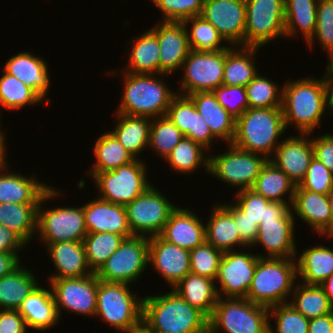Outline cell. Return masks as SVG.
<instances>
[{"label": "cell", "mask_w": 333, "mask_h": 333, "mask_svg": "<svg viewBox=\"0 0 333 333\" xmlns=\"http://www.w3.org/2000/svg\"><path fill=\"white\" fill-rule=\"evenodd\" d=\"M83 212L87 233L109 232L126 238L133 236L124 205L99 197L83 205Z\"/></svg>", "instance_id": "23"}, {"label": "cell", "mask_w": 333, "mask_h": 333, "mask_svg": "<svg viewBox=\"0 0 333 333\" xmlns=\"http://www.w3.org/2000/svg\"><path fill=\"white\" fill-rule=\"evenodd\" d=\"M163 13L162 22H183L200 15L205 0H152Z\"/></svg>", "instance_id": "51"}, {"label": "cell", "mask_w": 333, "mask_h": 333, "mask_svg": "<svg viewBox=\"0 0 333 333\" xmlns=\"http://www.w3.org/2000/svg\"><path fill=\"white\" fill-rule=\"evenodd\" d=\"M188 96L206 121L212 135L217 140L232 144L236 132V118L219 104L215 94L212 91H205Z\"/></svg>", "instance_id": "29"}, {"label": "cell", "mask_w": 333, "mask_h": 333, "mask_svg": "<svg viewBox=\"0 0 333 333\" xmlns=\"http://www.w3.org/2000/svg\"><path fill=\"white\" fill-rule=\"evenodd\" d=\"M123 94L116 113L157 118L166 116L172 98L177 94L154 74L123 71ZM172 90V91H171Z\"/></svg>", "instance_id": "4"}, {"label": "cell", "mask_w": 333, "mask_h": 333, "mask_svg": "<svg viewBox=\"0 0 333 333\" xmlns=\"http://www.w3.org/2000/svg\"><path fill=\"white\" fill-rule=\"evenodd\" d=\"M27 243L14 231L0 225V252L19 254Z\"/></svg>", "instance_id": "59"}, {"label": "cell", "mask_w": 333, "mask_h": 333, "mask_svg": "<svg viewBox=\"0 0 333 333\" xmlns=\"http://www.w3.org/2000/svg\"><path fill=\"white\" fill-rule=\"evenodd\" d=\"M296 184L269 159L263 165L256 178L252 190L271 202L287 203L284 195H288L289 203L293 202Z\"/></svg>", "instance_id": "37"}, {"label": "cell", "mask_w": 333, "mask_h": 333, "mask_svg": "<svg viewBox=\"0 0 333 333\" xmlns=\"http://www.w3.org/2000/svg\"><path fill=\"white\" fill-rule=\"evenodd\" d=\"M31 270L20 265L0 278V310H18L24 299L38 286Z\"/></svg>", "instance_id": "38"}, {"label": "cell", "mask_w": 333, "mask_h": 333, "mask_svg": "<svg viewBox=\"0 0 333 333\" xmlns=\"http://www.w3.org/2000/svg\"><path fill=\"white\" fill-rule=\"evenodd\" d=\"M315 40L324 51L333 44V0H318L317 26L314 35L307 42L309 48Z\"/></svg>", "instance_id": "52"}, {"label": "cell", "mask_w": 333, "mask_h": 333, "mask_svg": "<svg viewBox=\"0 0 333 333\" xmlns=\"http://www.w3.org/2000/svg\"><path fill=\"white\" fill-rule=\"evenodd\" d=\"M229 204V205H228ZM224 203L222 206L233 216L241 240L249 247L254 243L259 225L246 217L235 204Z\"/></svg>", "instance_id": "56"}, {"label": "cell", "mask_w": 333, "mask_h": 333, "mask_svg": "<svg viewBox=\"0 0 333 333\" xmlns=\"http://www.w3.org/2000/svg\"><path fill=\"white\" fill-rule=\"evenodd\" d=\"M230 46H244L245 0H205L200 14Z\"/></svg>", "instance_id": "17"}, {"label": "cell", "mask_w": 333, "mask_h": 333, "mask_svg": "<svg viewBox=\"0 0 333 333\" xmlns=\"http://www.w3.org/2000/svg\"><path fill=\"white\" fill-rule=\"evenodd\" d=\"M25 319L18 310H0V333H26Z\"/></svg>", "instance_id": "58"}, {"label": "cell", "mask_w": 333, "mask_h": 333, "mask_svg": "<svg viewBox=\"0 0 333 333\" xmlns=\"http://www.w3.org/2000/svg\"><path fill=\"white\" fill-rule=\"evenodd\" d=\"M329 202H330V211H331V215H332V236H333V188L331 189V191L329 192V194L327 195Z\"/></svg>", "instance_id": "68"}, {"label": "cell", "mask_w": 333, "mask_h": 333, "mask_svg": "<svg viewBox=\"0 0 333 333\" xmlns=\"http://www.w3.org/2000/svg\"><path fill=\"white\" fill-rule=\"evenodd\" d=\"M326 53H328L327 55L329 56L328 60V66L326 68V70H330L333 69V44L325 51Z\"/></svg>", "instance_id": "67"}, {"label": "cell", "mask_w": 333, "mask_h": 333, "mask_svg": "<svg viewBox=\"0 0 333 333\" xmlns=\"http://www.w3.org/2000/svg\"><path fill=\"white\" fill-rule=\"evenodd\" d=\"M309 136L310 133H301L299 136L285 138L277 146L273 157L269 159L296 185L305 178L314 158V149Z\"/></svg>", "instance_id": "21"}, {"label": "cell", "mask_w": 333, "mask_h": 333, "mask_svg": "<svg viewBox=\"0 0 333 333\" xmlns=\"http://www.w3.org/2000/svg\"><path fill=\"white\" fill-rule=\"evenodd\" d=\"M259 258L265 255L235 250L224 252L219 265L216 285L218 297L246 298Z\"/></svg>", "instance_id": "16"}, {"label": "cell", "mask_w": 333, "mask_h": 333, "mask_svg": "<svg viewBox=\"0 0 333 333\" xmlns=\"http://www.w3.org/2000/svg\"><path fill=\"white\" fill-rule=\"evenodd\" d=\"M8 165L6 163L0 166V204L7 202L39 204L42 196L51 185L49 186L37 180L35 175H32L33 177H26L22 173L8 172ZM5 170L6 173H4Z\"/></svg>", "instance_id": "26"}, {"label": "cell", "mask_w": 333, "mask_h": 333, "mask_svg": "<svg viewBox=\"0 0 333 333\" xmlns=\"http://www.w3.org/2000/svg\"><path fill=\"white\" fill-rule=\"evenodd\" d=\"M293 259L259 258L246 299L268 308L288 303L297 280V262Z\"/></svg>", "instance_id": "5"}, {"label": "cell", "mask_w": 333, "mask_h": 333, "mask_svg": "<svg viewBox=\"0 0 333 333\" xmlns=\"http://www.w3.org/2000/svg\"><path fill=\"white\" fill-rule=\"evenodd\" d=\"M206 150L200 144L184 137L167 156L166 162L176 173L190 174L200 167L205 168L207 173L209 172V156L205 153Z\"/></svg>", "instance_id": "43"}, {"label": "cell", "mask_w": 333, "mask_h": 333, "mask_svg": "<svg viewBox=\"0 0 333 333\" xmlns=\"http://www.w3.org/2000/svg\"><path fill=\"white\" fill-rule=\"evenodd\" d=\"M95 142L93 149L96 163L88 172L114 170L136 159L111 131L100 135Z\"/></svg>", "instance_id": "41"}, {"label": "cell", "mask_w": 333, "mask_h": 333, "mask_svg": "<svg viewBox=\"0 0 333 333\" xmlns=\"http://www.w3.org/2000/svg\"><path fill=\"white\" fill-rule=\"evenodd\" d=\"M292 212L309 225L317 234L332 236V215L327 195L301 189L296 185Z\"/></svg>", "instance_id": "24"}, {"label": "cell", "mask_w": 333, "mask_h": 333, "mask_svg": "<svg viewBox=\"0 0 333 333\" xmlns=\"http://www.w3.org/2000/svg\"><path fill=\"white\" fill-rule=\"evenodd\" d=\"M258 49L250 46L227 48L222 85L245 87L258 74L254 59Z\"/></svg>", "instance_id": "33"}, {"label": "cell", "mask_w": 333, "mask_h": 333, "mask_svg": "<svg viewBox=\"0 0 333 333\" xmlns=\"http://www.w3.org/2000/svg\"><path fill=\"white\" fill-rule=\"evenodd\" d=\"M150 333H162V332H159L157 330H150Z\"/></svg>", "instance_id": "69"}, {"label": "cell", "mask_w": 333, "mask_h": 333, "mask_svg": "<svg viewBox=\"0 0 333 333\" xmlns=\"http://www.w3.org/2000/svg\"><path fill=\"white\" fill-rule=\"evenodd\" d=\"M183 25L186 27L188 42L191 50L195 51H219L229 48L227 46H222L221 43L226 41L219 34L217 29L204 19L201 15L193 16L192 18L186 19L183 22ZM191 30L189 33L188 25Z\"/></svg>", "instance_id": "46"}, {"label": "cell", "mask_w": 333, "mask_h": 333, "mask_svg": "<svg viewBox=\"0 0 333 333\" xmlns=\"http://www.w3.org/2000/svg\"><path fill=\"white\" fill-rule=\"evenodd\" d=\"M282 113L285 128L296 124L298 132L312 134L324 117L326 90L323 77L288 81L282 87Z\"/></svg>", "instance_id": "2"}, {"label": "cell", "mask_w": 333, "mask_h": 333, "mask_svg": "<svg viewBox=\"0 0 333 333\" xmlns=\"http://www.w3.org/2000/svg\"><path fill=\"white\" fill-rule=\"evenodd\" d=\"M147 166L141 159L105 172H88L100 198L126 206L144 193L151 185L147 179Z\"/></svg>", "instance_id": "9"}, {"label": "cell", "mask_w": 333, "mask_h": 333, "mask_svg": "<svg viewBox=\"0 0 333 333\" xmlns=\"http://www.w3.org/2000/svg\"><path fill=\"white\" fill-rule=\"evenodd\" d=\"M19 254L0 252V278L12 273L20 266Z\"/></svg>", "instance_id": "61"}, {"label": "cell", "mask_w": 333, "mask_h": 333, "mask_svg": "<svg viewBox=\"0 0 333 333\" xmlns=\"http://www.w3.org/2000/svg\"><path fill=\"white\" fill-rule=\"evenodd\" d=\"M296 262L297 278L303 280L301 283L320 285L333 273V249L324 245L306 248Z\"/></svg>", "instance_id": "34"}, {"label": "cell", "mask_w": 333, "mask_h": 333, "mask_svg": "<svg viewBox=\"0 0 333 333\" xmlns=\"http://www.w3.org/2000/svg\"><path fill=\"white\" fill-rule=\"evenodd\" d=\"M160 23V24H159ZM150 28L158 39L160 48L159 75H170L182 68L191 51L187 30L182 22L160 21Z\"/></svg>", "instance_id": "19"}, {"label": "cell", "mask_w": 333, "mask_h": 333, "mask_svg": "<svg viewBox=\"0 0 333 333\" xmlns=\"http://www.w3.org/2000/svg\"><path fill=\"white\" fill-rule=\"evenodd\" d=\"M318 0H284L285 36L294 37L297 32L308 42L317 26Z\"/></svg>", "instance_id": "39"}, {"label": "cell", "mask_w": 333, "mask_h": 333, "mask_svg": "<svg viewBox=\"0 0 333 333\" xmlns=\"http://www.w3.org/2000/svg\"><path fill=\"white\" fill-rule=\"evenodd\" d=\"M245 3L244 46L261 48L286 37L284 0H245Z\"/></svg>", "instance_id": "11"}, {"label": "cell", "mask_w": 333, "mask_h": 333, "mask_svg": "<svg viewBox=\"0 0 333 333\" xmlns=\"http://www.w3.org/2000/svg\"><path fill=\"white\" fill-rule=\"evenodd\" d=\"M2 71L3 74L0 76V107L6 110H19L27 105L36 106L40 102L43 103L44 100L33 89L15 76Z\"/></svg>", "instance_id": "44"}, {"label": "cell", "mask_w": 333, "mask_h": 333, "mask_svg": "<svg viewBox=\"0 0 333 333\" xmlns=\"http://www.w3.org/2000/svg\"><path fill=\"white\" fill-rule=\"evenodd\" d=\"M223 252L204 242L190 250V273L216 281Z\"/></svg>", "instance_id": "50"}, {"label": "cell", "mask_w": 333, "mask_h": 333, "mask_svg": "<svg viewBox=\"0 0 333 333\" xmlns=\"http://www.w3.org/2000/svg\"><path fill=\"white\" fill-rule=\"evenodd\" d=\"M324 85L326 90V109L333 116V69L326 70L324 75Z\"/></svg>", "instance_id": "63"}, {"label": "cell", "mask_w": 333, "mask_h": 333, "mask_svg": "<svg viewBox=\"0 0 333 333\" xmlns=\"http://www.w3.org/2000/svg\"><path fill=\"white\" fill-rule=\"evenodd\" d=\"M275 83L258 73L245 86L248 108H281L283 88Z\"/></svg>", "instance_id": "47"}, {"label": "cell", "mask_w": 333, "mask_h": 333, "mask_svg": "<svg viewBox=\"0 0 333 333\" xmlns=\"http://www.w3.org/2000/svg\"><path fill=\"white\" fill-rule=\"evenodd\" d=\"M213 93L219 104L236 119L248 109L245 87L221 85Z\"/></svg>", "instance_id": "54"}, {"label": "cell", "mask_w": 333, "mask_h": 333, "mask_svg": "<svg viewBox=\"0 0 333 333\" xmlns=\"http://www.w3.org/2000/svg\"><path fill=\"white\" fill-rule=\"evenodd\" d=\"M286 131L281 108H248L236 119L234 146L270 159Z\"/></svg>", "instance_id": "3"}, {"label": "cell", "mask_w": 333, "mask_h": 333, "mask_svg": "<svg viewBox=\"0 0 333 333\" xmlns=\"http://www.w3.org/2000/svg\"><path fill=\"white\" fill-rule=\"evenodd\" d=\"M228 147L225 153L209 156L208 174L235 188L239 187V190L251 189L268 159L259 153L239 149L233 144Z\"/></svg>", "instance_id": "12"}, {"label": "cell", "mask_w": 333, "mask_h": 333, "mask_svg": "<svg viewBox=\"0 0 333 333\" xmlns=\"http://www.w3.org/2000/svg\"><path fill=\"white\" fill-rule=\"evenodd\" d=\"M149 264L172 288L190 273V251L164 240L149 237Z\"/></svg>", "instance_id": "20"}, {"label": "cell", "mask_w": 333, "mask_h": 333, "mask_svg": "<svg viewBox=\"0 0 333 333\" xmlns=\"http://www.w3.org/2000/svg\"><path fill=\"white\" fill-rule=\"evenodd\" d=\"M122 333H150L149 326L141 320L138 324L121 331Z\"/></svg>", "instance_id": "65"}, {"label": "cell", "mask_w": 333, "mask_h": 333, "mask_svg": "<svg viewBox=\"0 0 333 333\" xmlns=\"http://www.w3.org/2000/svg\"><path fill=\"white\" fill-rule=\"evenodd\" d=\"M271 317L276 319L274 329L270 323ZM308 328L309 319L289 303L269 307V333H308Z\"/></svg>", "instance_id": "49"}, {"label": "cell", "mask_w": 333, "mask_h": 333, "mask_svg": "<svg viewBox=\"0 0 333 333\" xmlns=\"http://www.w3.org/2000/svg\"><path fill=\"white\" fill-rule=\"evenodd\" d=\"M156 188L152 184L125 206L132 235L145 237L160 235L171 212L177 207Z\"/></svg>", "instance_id": "13"}, {"label": "cell", "mask_w": 333, "mask_h": 333, "mask_svg": "<svg viewBox=\"0 0 333 333\" xmlns=\"http://www.w3.org/2000/svg\"><path fill=\"white\" fill-rule=\"evenodd\" d=\"M142 320L150 330L162 333H208V317L189 305L174 290L143 296Z\"/></svg>", "instance_id": "1"}, {"label": "cell", "mask_w": 333, "mask_h": 333, "mask_svg": "<svg viewBox=\"0 0 333 333\" xmlns=\"http://www.w3.org/2000/svg\"><path fill=\"white\" fill-rule=\"evenodd\" d=\"M234 196L237 200L234 203L246 217L260 225L265 220L266 206L271 202L252 189L238 190Z\"/></svg>", "instance_id": "55"}, {"label": "cell", "mask_w": 333, "mask_h": 333, "mask_svg": "<svg viewBox=\"0 0 333 333\" xmlns=\"http://www.w3.org/2000/svg\"><path fill=\"white\" fill-rule=\"evenodd\" d=\"M226 49L219 51L191 50L184 60V76L178 94L190 95L195 92L214 91L223 83Z\"/></svg>", "instance_id": "14"}, {"label": "cell", "mask_w": 333, "mask_h": 333, "mask_svg": "<svg viewBox=\"0 0 333 333\" xmlns=\"http://www.w3.org/2000/svg\"><path fill=\"white\" fill-rule=\"evenodd\" d=\"M134 39L128 52V66L123 70L134 74L159 75L160 48L157 35L149 29Z\"/></svg>", "instance_id": "36"}, {"label": "cell", "mask_w": 333, "mask_h": 333, "mask_svg": "<svg viewBox=\"0 0 333 333\" xmlns=\"http://www.w3.org/2000/svg\"><path fill=\"white\" fill-rule=\"evenodd\" d=\"M295 215L290 209L281 219L261 221L254 243L265 250L266 258H295L297 247L295 243Z\"/></svg>", "instance_id": "18"}, {"label": "cell", "mask_w": 333, "mask_h": 333, "mask_svg": "<svg viewBox=\"0 0 333 333\" xmlns=\"http://www.w3.org/2000/svg\"><path fill=\"white\" fill-rule=\"evenodd\" d=\"M314 157L323 163L333 174V134H324L311 139Z\"/></svg>", "instance_id": "57"}, {"label": "cell", "mask_w": 333, "mask_h": 333, "mask_svg": "<svg viewBox=\"0 0 333 333\" xmlns=\"http://www.w3.org/2000/svg\"><path fill=\"white\" fill-rule=\"evenodd\" d=\"M298 186L304 190L328 195L333 188V174L314 157L308 167L305 178Z\"/></svg>", "instance_id": "53"}, {"label": "cell", "mask_w": 333, "mask_h": 333, "mask_svg": "<svg viewBox=\"0 0 333 333\" xmlns=\"http://www.w3.org/2000/svg\"><path fill=\"white\" fill-rule=\"evenodd\" d=\"M18 311L25 319L26 326L31 329L50 330L59 322L51 287L45 289L38 285L24 299Z\"/></svg>", "instance_id": "30"}, {"label": "cell", "mask_w": 333, "mask_h": 333, "mask_svg": "<svg viewBox=\"0 0 333 333\" xmlns=\"http://www.w3.org/2000/svg\"><path fill=\"white\" fill-rule=\"evenodd\" d=\"M148 265L149 237L133 235L125 238L95 274L105 282L131 285L141 277Z\"/></svg>", "instance_id": "10"}, {"label": "cell", "mask_w": 333, "mask_h": 333, "mask_svg": "<svg viewBox=\"0 0 333 333\" xmlns=\"http://www.w3.org/2000/svg\"><path fill=\"white\" fill-rule=\"evenodd\" d=\"M116 126L111 131L136 159L149 144L152 118L116 113Z\"/></svg>", "instance_id": "35"}, {"label": "cell", "mask_w": 333, "mask_h": 333, "mask_svg": "<svg viewBox=\"0 0 333 333\" xmlns=\"http://www.w3.org/2000/svg\"><path fill=\"white\" fill-rule=\"evenodd\" d=\"M308 333H333V312L310 319Z\"/></svg>", "instance_id": "60"}, {"label": "cell", "mask_w": 333, "mask_h": 333, "mask_svg": "<svg viewBox=\"0 0 333 333\" xmlns=\"http://www.w3.org/2000/svg\"><path fill=\"white\" fill-rule=\"evenodd\" d=\"M185 136L167 116L152 118L148 146L164 160Z\"/></svg>", "instance_id": "48"}, {"label": "cell", "mask_w": 333, "mask_h": 333, "mask_svg": "<svg viewBox=\"0 0 333 333\" xmlns=\"http://www.w3.org/2000/svg\"><path fill=\"white\" fill-rule=\"evenodd\" d=\"M269 333V308L246 298L218 297L208 333Z\"/></svg>", "instance_id": "6"}, {"label": "cell", "mask_w": 333, "mask_h": 333, "mask_svg": "<svg viewBox=\"0 0 333 333\" xmlns=\"http://www.w3.org/2000/svg\"><path fill=\"white\" fill-rule=\"evenodd\" d=\"M215 283L210 278L188 273L172 290L209 318L218 300Z\"/></svg>", "instance_id": "32"}, {"label": "cell", "mask_w": 333, "mask_h": 333, "mask_svg": "<svg viewBox=\"0 0 333 333\" xmlns=\"http://www.w3.org/2000/svg\"><path fill=\"white\" fill-rule=\"evenodd\" d=\"M129 284L105 282L98 279L95 316L122 331L142 320L143 297L139 298Z\"/></svg>", "instance_id": "8"}, {"label": "cell", "mask_w": 333, "mask_h": 333, "mask_svg": "<svg viewBox=\"0 0 333 333\" xmlns=\"http://www.w3.org/2000/svg\"><path fill=\"white\" fill-rule=\"evenodd\" d=\"M48 64L39 55L30 52H20L11 56L3 70L15 76L21 82L33 89L42 99L48 95L50 76Z\"/></svg>", "instance_id": "27"}, {"label": "cell", "mask_w": 333, "mask_h": 333, "mask_svg": "<svg viewBox=\"0 0 333 333\" xmlns=\"http://www.w3.org/2000/svg\"><path fill=\"white\" fill-rule=\"evenodd\" d=\"M46 249L56 267L55 273L50 275L49 279L79 278L93 274L88 266L82 242L50 243Z\"/></svg>", "instance_id": "28"}, {"label": "cell", "mask_w": 333, "mask_h": 333, "mask_svg": "<svg viewBox=\"0 0 333 333\" xmlns=\"http://www.w3.org/2000/svg\"><path fill=\"white\" fill-rule=\"evenodd\" d=\"M125 236L115 233H88L82 241L89 268L96 273L119 248Z\"/></svg>", "instance_id": "45"}, {"label": "cell", "mask_w": 333, "mask_h": 333, "mask_svg": "<svg viewBox=\"0 0 333 333\" xmlns=\"http://www.w3.org/2000/svg\"><path fill=\"white\" fill-rule=\"evenodd\" d=\"M58 194L60 195V191H56V188L51 186L42 196L37 208L36 235L39 234L46 246L62 241L82 242L88 234L85 227L83 206H60L49 208V210L43 208L47 200L57 198Z\"/></svg>", "instance_id": "7"}, {"label": "cell", "mask_w": 333, "mask_h": 333, "mask_svg": "<svg viewBox=\"0 0 333 333\" xmlns=\"http://www.w3.org/2000/svg\"><path fill=\"white\" fill-rule=\"evenodd\" d=\"M5 133L0 129V166L5 165L6 163H8L7 159H6V148L5 147L7 144L5 143Z\"/></svg>", "instance_id": "66"}, {"label": "cell", "mask_w": 333, "mask_h": 333, "mask_svg": "<svg viewBox=\"0 0 333 333\" xmlns=\"http://www.w3.org/2000/svg\"><path fill=\"white\" fill-rule=\"evenodd\" d=\"M166 116L186 138L210 151L216 138L189 96L177 93L171 100Z\"/></svg>", "instance_id": "22"}, {"label": "cell", "mask_w": 333, "mask_h": 333, "mask_svg": "<svg viewBox=\"0 0 333 333\" xmlns=\"http://www.w3.org/2000/svg\"><path fill=\"white\" fill-rule=\"evenodd\" d=\"M289 304L310 319L333 312L329 299L320 285L295 284Z\"/></svg>", "instance_id": "42"}, {"label": "cell", "mask_w": 333, "mask_h": 333, "mask_svg": "<svg viewBox=\"0 0 333 333\" xmlns=\"http://www.w3.org/2000/svg\"><path fill=\"white\" fill-rule=\"evenodd\" d=\"M212 209L205 224L206 242L223 253L234 250L235 246L247 247L239 236L233 216L221 204Z\"/></svg>", "instance_id": "31"}, {"label": "cell", "mask_w": 333, "mask_h": 333, "mask_svg": "<svg viewBox=\"0 0 333 333\" xmlns=\"http://www.w3.org/2000/svg\"><path fill=\"white\" fill-rule=\"evenodd\" d=\"M320 286L324 289L326 296L329 299L330 305L333 308V273L326 278Z\"/></svg>", "instance_id": "64"}, {"label": "cell", "mask_w": 333, "mask_h": 333, "mask_svg": "<svg viewBox=\"0 0 333 333\" xmlns=\"http://www.w3.org/2000/svg\"><path fill=\"white\" fill-rule=\"evenodd\" d=\"M188 208L176 207L170 214L160 236L169 243L193 250L206 241L205 224Z\"/></svg>", "instance_id": "25"}, {"label": "cell", "mask_w": 333, "mask_h": 333, "mask_svg": "<svg viewBox=\"0 0 333 333\" xmlns=\"http://www.w3.org/2000/svg\"><path fill=\"white\" fill-rule=\"evenodd\" d=\"M38 204H0V225L18 234L27 244L36 236Z\"/></svg>", "instance_id": "40"}, {"label": "cell", "mask_w": 333, "mask_h": 333, "mask_svg": "<svg viewBox=\"0 0 333 333\" xmlns=\"http://www.w3.org/2000/svg\"><path fill=\"white\" fill-rule=\"evenodd\" d=\"M292 203L270 202L266 206L265 220L281 219L290 209Z\"/></svg>", "instance_id": "62"}, {"label": "cell", "mask_w": 333, "mask_h": 333, "mask_svg": "<svg viewBox=\"0 0 333 333\" xmlns=\"http://www.w3.org/2000/svg\"><path fill=\"white\" fill-rule=\"evenodd\" d=\"M48 281L59 318L63 309L78 315L95 316L98 286V277L95 273L79 278L48 279Z\"/></svg>", "instance_id": "15"}]
</instances>
